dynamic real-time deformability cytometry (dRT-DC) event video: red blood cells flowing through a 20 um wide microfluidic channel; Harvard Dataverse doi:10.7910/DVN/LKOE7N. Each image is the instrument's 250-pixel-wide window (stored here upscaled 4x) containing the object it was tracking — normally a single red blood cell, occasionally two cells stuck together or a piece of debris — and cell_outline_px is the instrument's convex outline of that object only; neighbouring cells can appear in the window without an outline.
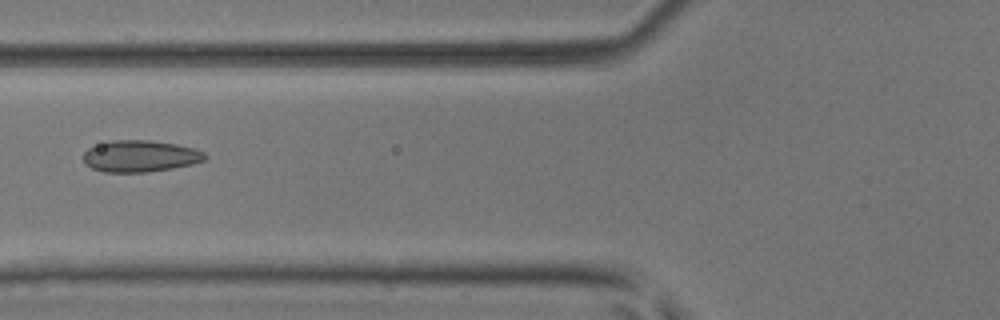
{"species": "common noctule bat (a hibernating species)", "species_latin": "Nyctalus noctula", "temperature_condition": "room temperature", "stored_images_in_passage": 5, "camera_frame_rate_fps": 3000, "um_per_image_px": 0.085, "animal": {"sex": "male", "body_mass_g": 17.9, "forearm_length_mm": 54.2}, "frame": {"image": 1, "passage_image": 5, "time_ms": 1.333, "image_size_px": [1000, 320], "cell_outline_px": [[208, 156], [204, 160], [192, 164], [172, 168], [148, 172], [104, 172], [92, 168], [84, 164], [84, 152], [88, 148], [108, 140], [148, 140], [176, 144], [196, 148], [204, 152]], "centroid_in_image_um": [11.91, 13.27], "position_along_channel_um": 113.9, "area_um2": 22.54}}